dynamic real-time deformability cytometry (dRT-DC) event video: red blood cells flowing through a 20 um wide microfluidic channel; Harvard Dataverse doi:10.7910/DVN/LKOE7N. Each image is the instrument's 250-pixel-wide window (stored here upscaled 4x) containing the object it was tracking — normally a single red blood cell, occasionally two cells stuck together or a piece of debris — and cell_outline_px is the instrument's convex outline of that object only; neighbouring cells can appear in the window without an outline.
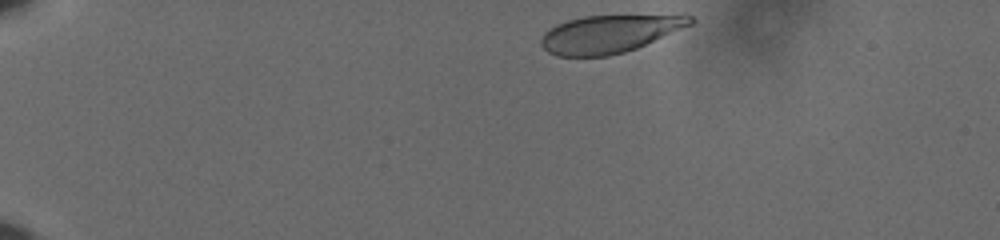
{"species": "human", "species_latin": "Homo sapiens", "temperature_condition": "cold", "stored_images_in_passage": 41, "camera_frame_rate_fps": 3000, "um_per_image_px": 0.085, "donor": {"sex": "male"}, "frame": {"image": 1, "passage_image": 1, "time_ms": 0.0, "image_size_px": [1000, 240], "cell_outline_px": [[696, 20], [692, 24], [636, 48], [624, 52], [608, 56], [556, 56], [548, 52], [540, 44], [540, 40], [544, 32], [548, 28], [556, 24], [568, 20], [584, 16], [684, 12], [692, 16]], "centroid_in_image_um": [51.89, 2.82], "position_along_channel_um": 33.1, "area_um2": 33.87}}
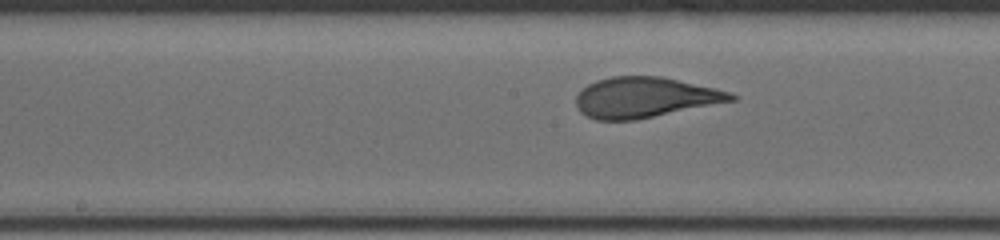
{"frame": {"image": 2, "passage_image": 22, "time_ms": 7.0, "image_size_px": [1000, 240], "cell_outline_px": [[736, 100], [636, 120], [596, 120], [580, 112], [576, 104], [576, 96], [588, 84], [596, 80], [612, 76], [660, 76], [716, 88], [732, 92], [736, 96]], "centroid_in_image_um": [54.82, 8.28], "position_along_channel_um": 193.4, "area_um2": 36.47}}
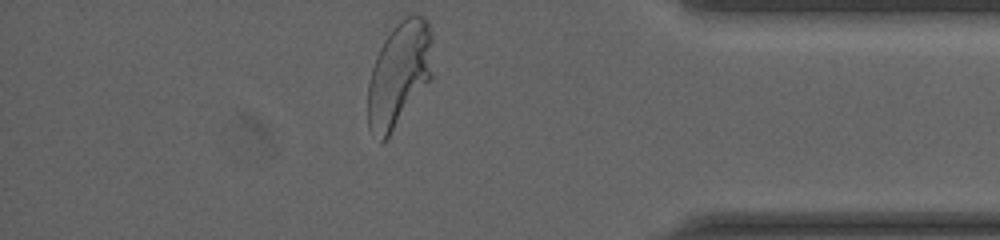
{"frame": {"image": 3, "passage_image": 41, "time_ms": 13.333, "image_size_px": [1000, 240], "cell_outline_px": [[432, 80], [388, 136], [380, 144], [368, 128], [368, 84], [372, 68], [376, 56], [384, 40], [392, 28], [404, 16], [416, 12], [424, 16], [428, 20], [432, 32]], "centroid_in_image_um": [33.95, 6.27], "position_along_channel_um": 401.2, "area_um2": 40.29}, "authors_computed_cell_mechanics": {"area_um2": 36.125, "velocity_mm_per_s": 3.5986, "shape_relaxation_time_tau1_ms": 4.3552, "shape_relaxation_time_tau2_ms": null, "deformation_change_tau1": 0.1773, "deformation_change_tau2": null}}